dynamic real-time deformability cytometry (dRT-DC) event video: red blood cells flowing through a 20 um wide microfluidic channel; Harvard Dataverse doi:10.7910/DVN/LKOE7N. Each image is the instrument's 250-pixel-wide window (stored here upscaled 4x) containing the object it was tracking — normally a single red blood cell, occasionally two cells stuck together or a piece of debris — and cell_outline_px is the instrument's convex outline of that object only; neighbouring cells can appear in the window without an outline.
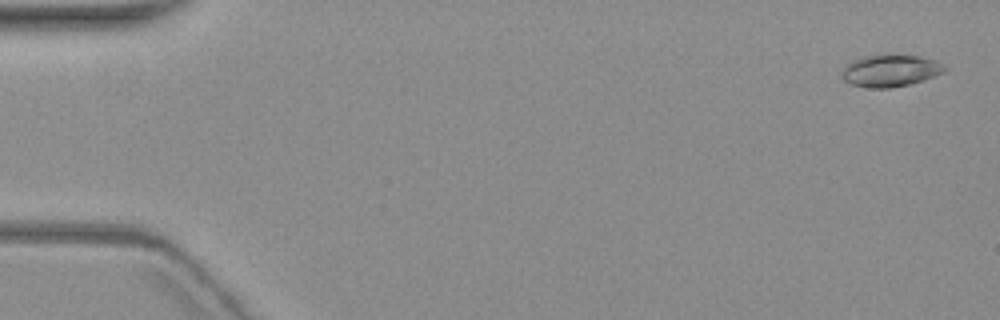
{"species": "common noctule bat (a hibernating species)", "species_latin": "Nyctalus noctula", "temperature_condition": "warm", "stored_images_in_passage": 4, "camera_frame_rate_fps": 3000, "um_per_image_px": 0.085, "animal": {"sex": "female", "body_mass_g": 19.3, "forearm_length_mm": 54.1}, "frame": {"image": 1, "passage_image": 1, "time_ms": 0.0, "image_size_px": [1000, 320], "cell_outline_px": [[948, 68], [944, 72], [908, 84], [892, 88], [872, 88], [852, 84], [844, 80], [840, 76], [840, 72], [848, 64], [864, 56], [916, 56], [936, 60]], "centroid_in_image_um": [75.67, 6.03], "position_along_channel_um": 9.3, "area_um2": 18.55}}